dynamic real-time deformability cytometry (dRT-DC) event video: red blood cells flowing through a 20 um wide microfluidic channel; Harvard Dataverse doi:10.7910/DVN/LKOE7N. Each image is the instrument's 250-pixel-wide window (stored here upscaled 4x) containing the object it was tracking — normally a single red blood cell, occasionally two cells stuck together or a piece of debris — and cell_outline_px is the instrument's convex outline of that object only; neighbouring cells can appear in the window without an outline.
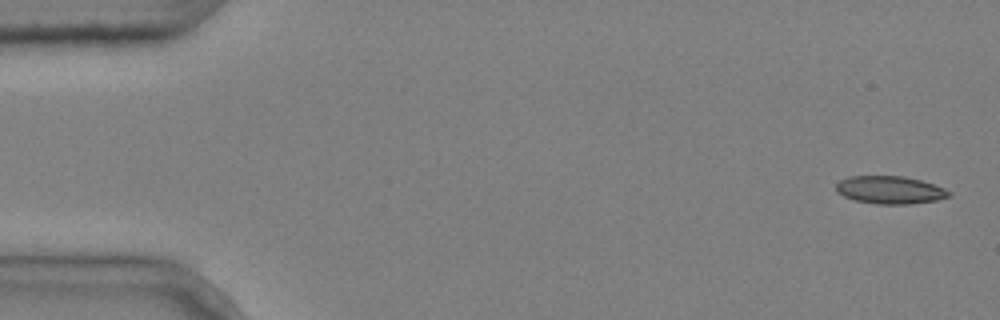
{"species": "common noctule bat (a hibernating species)", "species_latin": "Nyctalus noctula", "temperature_condition": "cold", "stored_images_in_passage": 8, "camera_frame_rate_fps": 3000, "um_per_image_px": 0.085, "animal": {"sex": "male", "body_mass_g": 20.4}, "frame": {"image": 1, "passage_image": 1, "time_ms": 0.0, "image_size_px": [1000, 320], "cell_outline_px": [[952, 192], [948, 196], [936, 200], [908, 204], [876, 204], [856, 200], [844, 196], [836, 192], [836, 184], [840, 180], [848, 176], [904, 176], [920, 180], [944, 188]], "centroid_in_image_um": [75.62, 16.14], "position_along_channel_um": 9.4, "area_um2": 18.15}}
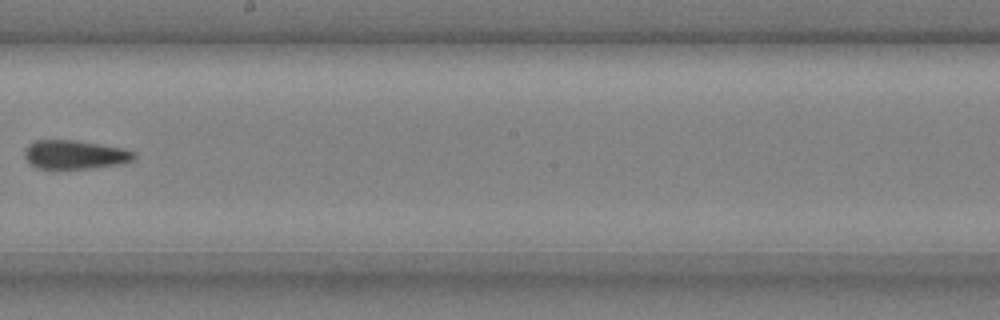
{"frame": {"image": 2, "passage_image": 8, "time_ms": 2.333, "image_size_px": [1000, 320], "cell_outline_px": [[136, 156], [132, 160], [124, 164], [92, 168], [36, 168], [24, 156], [24, 152], [28, 144], [36, 140], [76, 140], [124, 148], [136, 152]], "centroid_in_image_um": [6.41, 13.13], "position_along_channel_um": 241.8, "area_um2": 18.44}}